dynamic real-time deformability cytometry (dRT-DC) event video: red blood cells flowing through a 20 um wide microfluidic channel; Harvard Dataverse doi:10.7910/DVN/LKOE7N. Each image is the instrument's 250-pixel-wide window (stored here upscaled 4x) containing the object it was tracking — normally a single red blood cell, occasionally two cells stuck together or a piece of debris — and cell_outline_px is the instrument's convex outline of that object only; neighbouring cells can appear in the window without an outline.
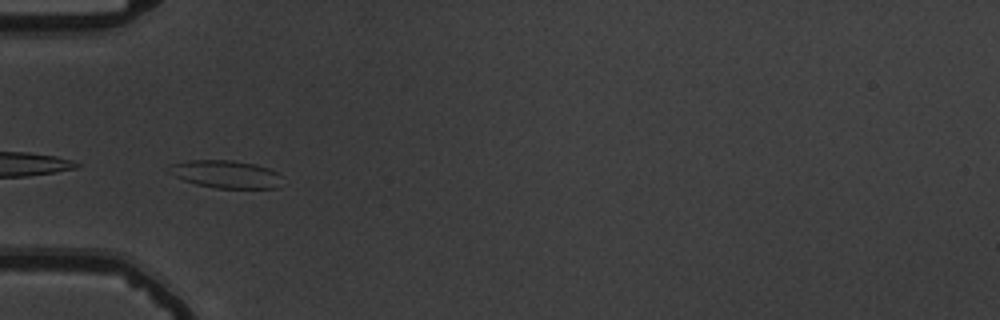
{"species": "common noctule bat (a hibernating species)", "species_latin": "Nyctalus noctula", "temperature_condition": "warm", "stored_images_in_passage": 28, "camera_frame_rate_fps": 3000, "um_per_image_px": 0.085, "animal": {"sex": "male", "body_mass_g": 19.5, "forearm_length_mm": 54.6}, "frame": {"image": 1, "passage_image": 1, "time_ms": 0.0, "image_size_px": [1000, 320], "cell_outline_px": [[288, 184], [280, 188], [216, 188], [196, 184], [184, 180], [168, 172], [172, 164], [188, 160], [232, 160], [256, 164], [268, 168], [284, 176]], "centroid_in_image_um": [19.35, 14.82], "position_along_channel_um": 65.7, "area_um2": 18.67}}
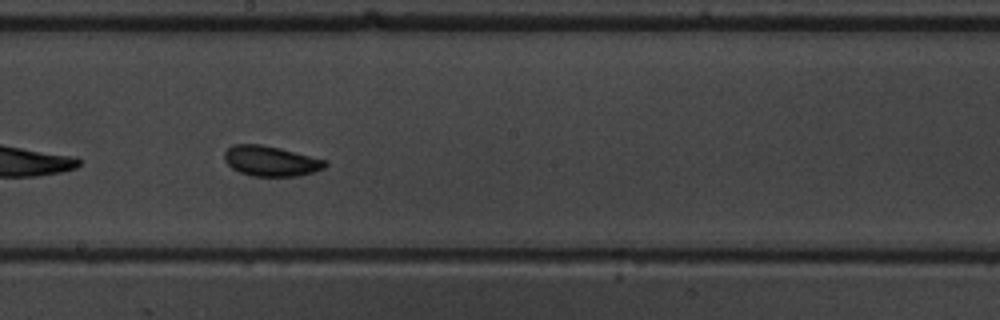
{"frame": {"image": 2, "passage_image": 14, "time_ms": 4.333, "image_size_px": [1000, 320], "cell_outline_px": [[328, 164], [324, 168], [312, 172], [296, 176], [252, 176], [240, 172], [232, 168], [224, 160], [224, 152], [232, 144], [260, 144], [280, 148], [328, 160]], "centroid_in_image_um": [23.02, 13.68], "position_along_channel_um": 225.2, "area_um2": 17.8}}
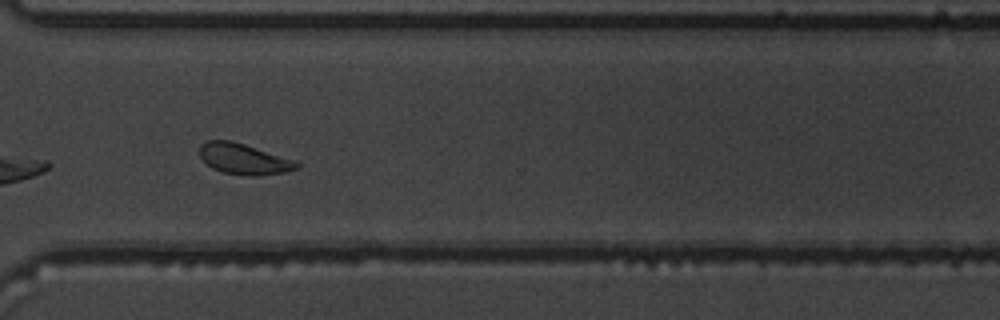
{"frame": {"image": 3, "passage_image": 24, "time_ms": 7.667, "image_size_px": [1000, 320], "cell_outline_px": [[300, 168], [284, 172], [256, 176], [252, 176], [224, 172], [212, 168], [200, 156], [200, 144], [208, 140], [232, 140], [296, 160], [300, 164]], "centroid_in_image_um": [20.76, 13.5], "position_along_channel_um": 349.8, "area_um2": 17.4}, "authors_computed_cell_mechanics": {"area_um2": 17.3978, "velocity_mm_per_s": 3.7356, "shape_relaxation_time_tau1_ms": 2.8932, "shape_relaxation_time_tau2_ms": 3.3643, "deformation_change_tau1": 0.0964, "deformation_change_tau2": 0.1037}}